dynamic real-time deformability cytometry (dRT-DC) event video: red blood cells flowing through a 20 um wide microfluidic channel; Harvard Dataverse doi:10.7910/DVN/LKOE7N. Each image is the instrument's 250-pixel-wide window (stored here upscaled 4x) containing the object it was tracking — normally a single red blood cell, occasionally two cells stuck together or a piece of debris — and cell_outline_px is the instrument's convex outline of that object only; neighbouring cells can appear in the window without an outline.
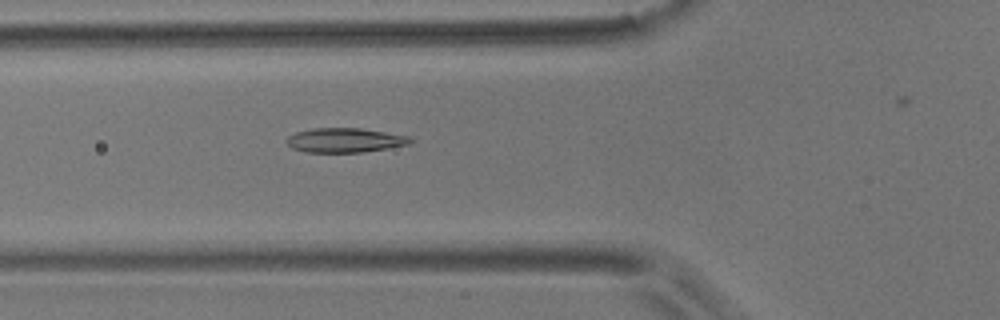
{"species": "common noctule bat (a hibernating species)", "species_latin": "Nyctalus noctula", "temperature_condition": "room temperature", "stored_images_in_passage": 7, "camera_frame_rate_fps": 3000, "um_per_image_px": 0.085, "animal": {"sex": "male", "body_mass_g": 17.9}, "frame": {"image": 1, "passage_image": 6, "time_ms": 1.667, "image_size_px": [1000, 320], "cell_outline_px": [[412, 144], [364, 152], [304, 152], [292, 148], [284, 140], [288, 136], [296, 132], [312, 128], [360, 128], [412, 136]], "centroid_in_image_um": [29.33, 11.92], "position_along_channel_um": 96.5, "area_um2": 17.8}}